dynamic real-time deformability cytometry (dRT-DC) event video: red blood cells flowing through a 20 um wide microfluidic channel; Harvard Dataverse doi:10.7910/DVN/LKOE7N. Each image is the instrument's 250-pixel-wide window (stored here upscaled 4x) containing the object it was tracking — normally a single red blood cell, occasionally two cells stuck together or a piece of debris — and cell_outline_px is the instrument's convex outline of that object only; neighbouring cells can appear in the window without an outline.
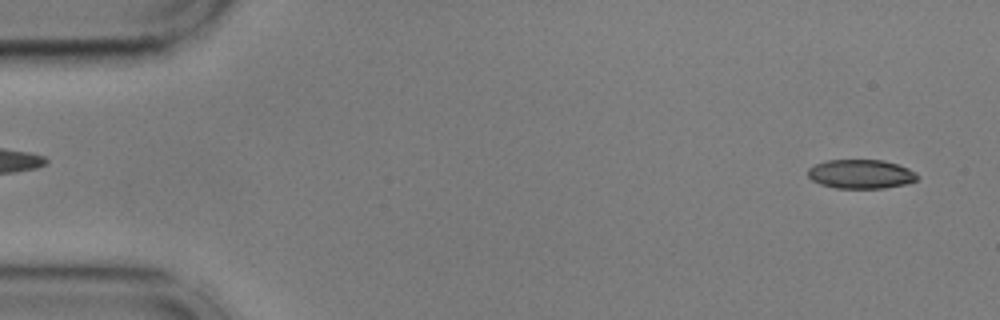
{"species": "common noctule bat (a hibernating species)", "species_latin": "Nyctalus noctula", "temperature_condition": "cold", "stored_images_in_passage": 54, "camera_frame_rate_fps": 3000, "um_per_image_px": 0.085, "animal": {"sex": "male", "body_mass_g": 17.9, "forearm_length_mm": 54.2}, "frame": {"image": 1, "passage_image": 2, "time_ms": 0.333, "image_size_px": [1000, 320], "cell_outline_px": [[920, 176], [916, 180], [908, 184], [884, 188], [836, 188], [820, 184], [812, 180], [808, 176], [808, 168], [816, 164], [828, 160], [884, 160], [908, 168], [916, 172]], "centroid_in_image_um": [73.2, 14.8], "position_along_channel_um": 11.8, "area_um2": 18.61}}
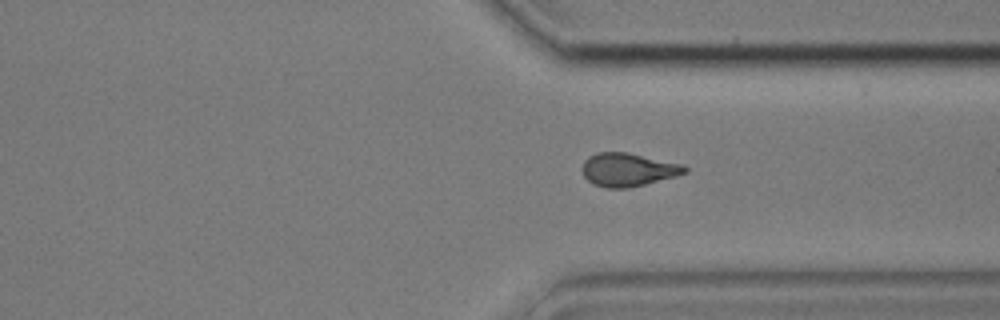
{"frame": {"image": 2, "passage_image": 40, "time_ms": 13.0, "image_size_px": [1000, 320], "cell_outline_px": [[688, 172], [676, 176], [628, 188], [604, 188], [592, 184], [584, 176], [584, 160], [588, 156], [596, 152], [628, 152], [684, 164], [688, 168]], "centroid_in_image_um": [53.4, 14.41], "position_along_channel_um": 358.0, "area_um2": 20.0}}
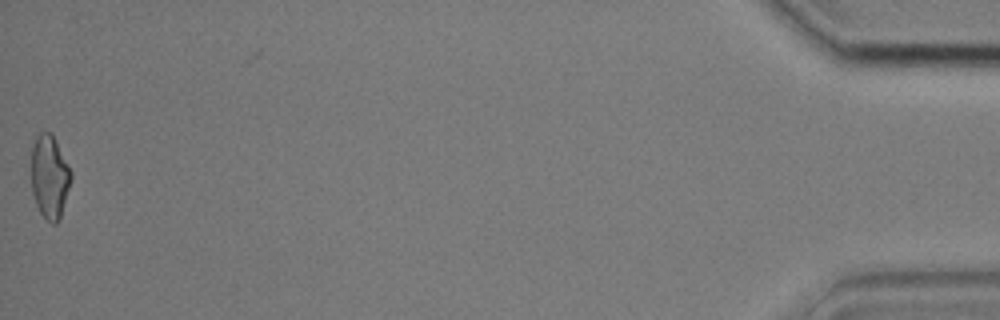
{"frame": {"image": 3, "passage_image": 54, "time_ms": 17.667, "image_size_px": [1000, 320], "cell_outline_px": [[72, 180], [60, 220], [56, 224], [52, 224], [40, 212], [36, 204], [32, 192], [32, 144], [36, 136], [40, 132], [52, 132], [72, 172]], "centroid_in_image_um": [4.24, 15.02], "position_along_channel_um": 431.0, "area_um2": 19.54}, "authors_computed_cell_mechanics": {"area_um2": 19.652, "velocity_mm_per_s": 3.6206, "shape_relaxation_time_tau1_ms": 4.9062, "shape_relaxation_time_tau2_ms": 3.6748, "deformation_change_tau1": 0.127, "deformation_change_tau2": 0.1016}}